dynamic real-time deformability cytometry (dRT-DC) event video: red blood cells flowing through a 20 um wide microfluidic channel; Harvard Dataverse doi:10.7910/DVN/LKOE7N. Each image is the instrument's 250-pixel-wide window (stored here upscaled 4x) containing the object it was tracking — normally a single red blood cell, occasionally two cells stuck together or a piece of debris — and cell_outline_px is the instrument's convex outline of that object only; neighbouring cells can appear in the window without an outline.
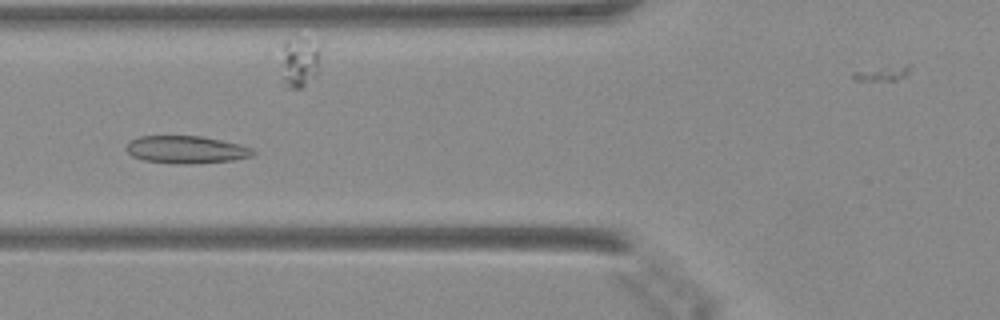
{"species": "Egyptian fruit bat (a non-hibernating species)", "species_latin": "Rousettus aegyptiacus", "temperature_condition": "warm", "stored_images_in_passage": 41, "camera_frame_rate_fps": 3000, "um_per_image_px": 0.085, "animal": {"sex": "female"}, "frame": {"image": 1, "passage_image": 17, "time_ms": 5.333, "image_size_px": [1000, 320], "cell_outline_px": [[256, 152], [252, 156], [232, 160], [184, 164], [176, 164], [144, 160], [132, 156], [128, 152], [128, 144], [132, 140], [140, 136], [200, 136], [240, 144], [252, 148]], "centroid_in_image_um": [15.85, 12.72], "position_along_channel_um": 109.9, "area_um2": 20.06}}
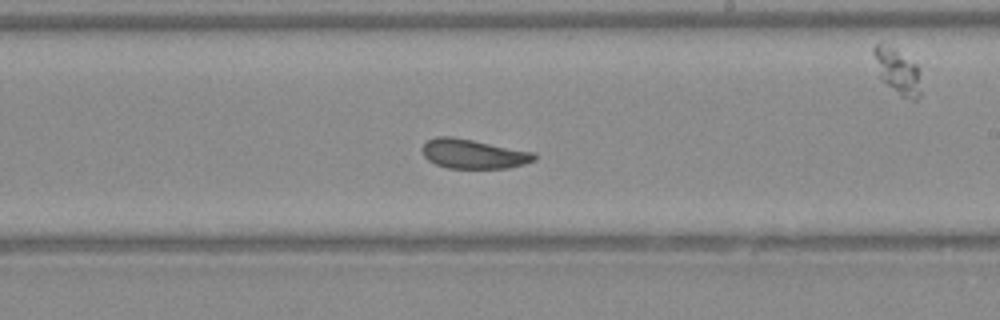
{"frame": {"image": 2, "passage_image": 27, "time_ms": 8.667, "image_size_px": [1000, 320], "cell_outline_px": [[536, 160], [524, 164], [508, 168], [448, 168], [436, 164], [428, 160], [424, 156], [424, 144], [428, 140], [436, 136], [448, 136], [472, 140], [536, 152]], "centroid_in_image_um": [40.28, 13.08], "position_along_channel_um": 248.7, "area_um2": 19.07}}
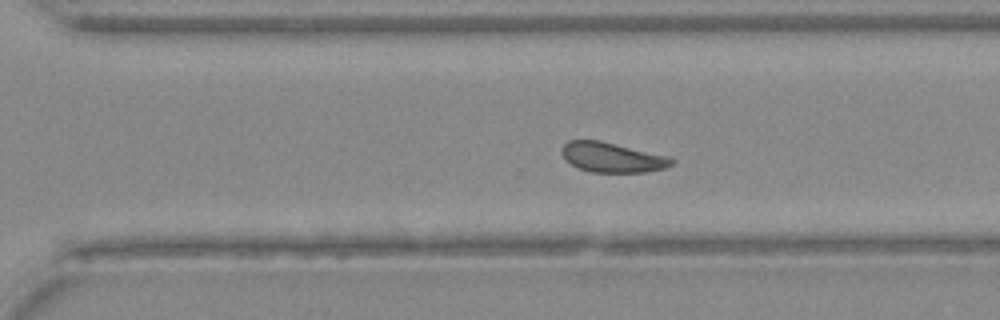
{"frame": {"image": 3, "passage_image": 32, "time_ms": 10.333, "image_size_px": [1000, 320], "cell_outline_px": [[676, 160], [672, 164], [664, 168], [644, 172], [592, 172], [576, 168], [564, 160], [560, 152], [560, 148], [568, 140], [600, 140], [668, 156]], "centroid_in_image_um": [51.97, 13.37], "position_along_channel_um": 318.6, "area_um2": 19.31}}